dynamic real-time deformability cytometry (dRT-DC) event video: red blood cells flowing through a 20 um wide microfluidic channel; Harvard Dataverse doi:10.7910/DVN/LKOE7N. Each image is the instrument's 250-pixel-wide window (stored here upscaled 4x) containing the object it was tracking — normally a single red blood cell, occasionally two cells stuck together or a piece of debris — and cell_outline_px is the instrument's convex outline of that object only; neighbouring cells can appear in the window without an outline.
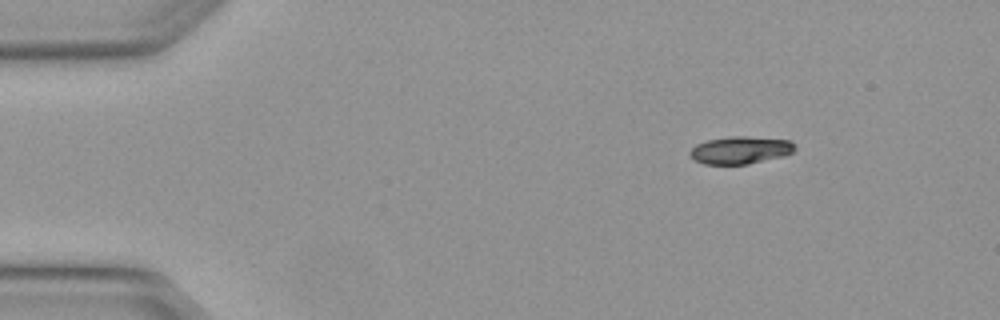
{"species": "Egyptian fruit bat (a non-hibernating species)", "species_latin": "Rousettus aegyptiacus", "temperature_condition": "warm", "stored_images_in_passage": 4, "camera_frame_rate_fps": 3000, "um_per_image_px": 0.085, "animal": {"sex": "female"}, "frame": {"image": 1, "passage_image": 1, "time_ms": 0.0, "image_size_px": [1000, 320], "cell_outline_px": [[796, 148], [792, 152], [784, 156], [748, 164], [704, 164], [696, 160], [688, 152], [696, 144], [708, 140], [732, 136], [748, 136], [792, 140]], "centroid_in_image_um": [62.97, 12.75], "position_along_channel_um": 22.0, "area_um2": 16.82}}
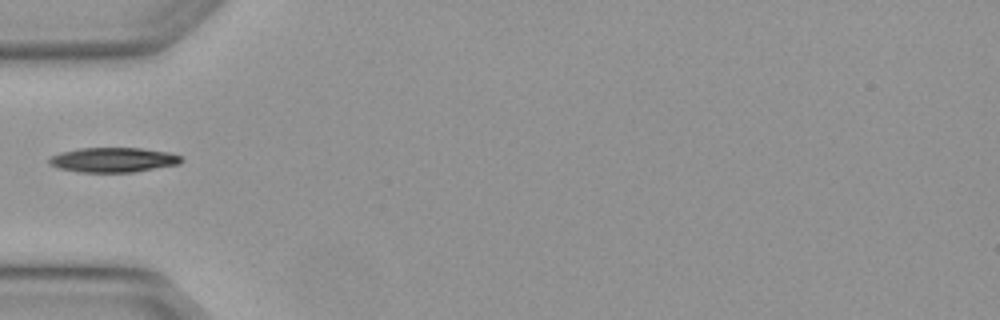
{"frame": {"image": 2, "passage_image": 4, "time_ms": 1.0, "image_size_px": [1000, 320], "cell_outline_px": [[184, 160], [180, 164], [132, 172], [80, 172], [60, 168], [52, 164], [48, 160], [52, 156], [60, 152], [80, 148], [140, 148], [172, 152], [180, 156]], "centroid_in_image_um": [9.69, 13.58], "position_along_channel_um": 75.3, "area_um2": 18.96}}